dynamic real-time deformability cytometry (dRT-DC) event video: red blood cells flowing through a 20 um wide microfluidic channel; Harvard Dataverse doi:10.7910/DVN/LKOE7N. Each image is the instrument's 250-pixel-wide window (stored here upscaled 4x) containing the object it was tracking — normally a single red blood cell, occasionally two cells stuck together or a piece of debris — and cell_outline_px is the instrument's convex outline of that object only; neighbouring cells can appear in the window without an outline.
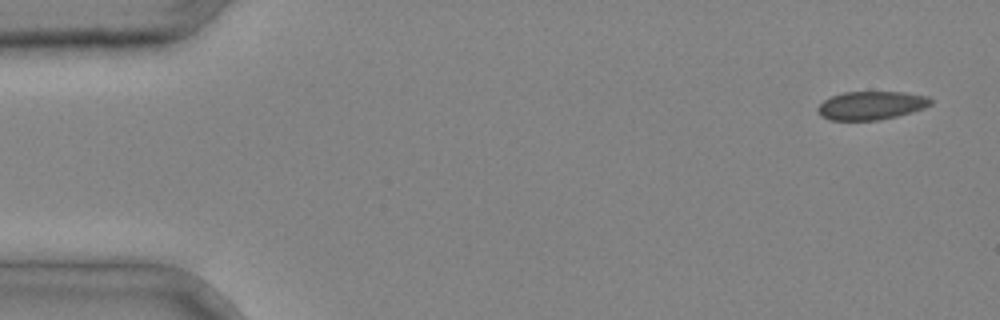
{"species": "common noctule bat (a hibernating species)", "species_latin": "Nyctalus noctula", "temperature_condition": "cold", "stored_images_in_passage": 4, "camera_frame_rate_fps": 3000, "um_per_image_px": 0.085, "animal": {"sex": "male", "body_mass_g": 20.4}, "frame": {"image": 1, "passage_image": 1, "time_ms": 0.0, "image_size_px": [1000, 320], "cell_outline_px": [[932, 104], [924, 108], [912, 112], [880, 120], [828, 120], [820, 116], [816, 112], [816, 108], [824, 100], [832, 96], [844, 92], [904, 92], [928, 96], [932, 100]], "centroid_in_image_um": [74.03, 8.97], "position_along_channel_um": 11.0, "area_um2": 18.84}}